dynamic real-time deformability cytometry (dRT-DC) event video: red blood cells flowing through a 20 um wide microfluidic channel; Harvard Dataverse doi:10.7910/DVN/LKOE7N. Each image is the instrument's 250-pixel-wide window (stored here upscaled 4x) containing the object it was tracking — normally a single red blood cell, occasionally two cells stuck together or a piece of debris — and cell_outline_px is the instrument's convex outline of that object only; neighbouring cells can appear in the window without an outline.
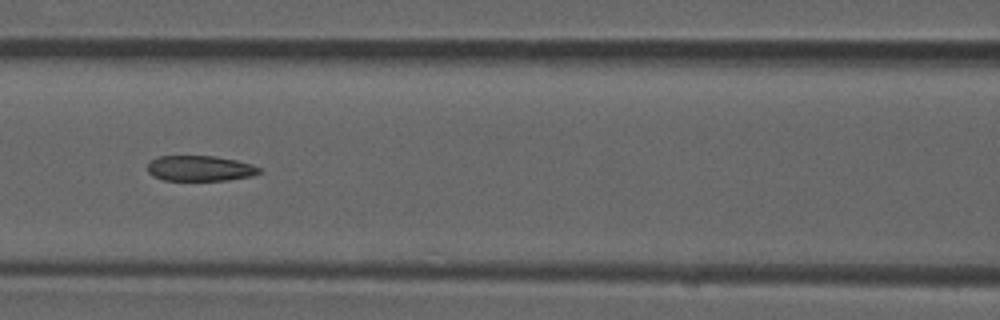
{"species": "common noctule bat (a hibernating species)", "species_latin": "Nyctalus noctula", "temperature_condition": "room temperature", "stored_images_in_passage": 9, "camera_frame_rate_fps": 3000, "um_per_image_px": 0.085, "animal": {"sex": "male", "forearm_length_mm": 52.5}, "frame": {"image": 1, "passage_image": 6, "time_ms": 1.667, "image_size_px": [1000, 320], "cell_outline_px": [[260, 172], [252, 176], [228, 180], [164, 180], [152, 176], [148, 172], [148, 164], [156, 156], [216, 156], [236, 160], [252, 164], [260, 168]], "centroid_in_image_um": [16.99, 14.31], "position_along_channel_um": 149.6, "area_um2": 16.59}}
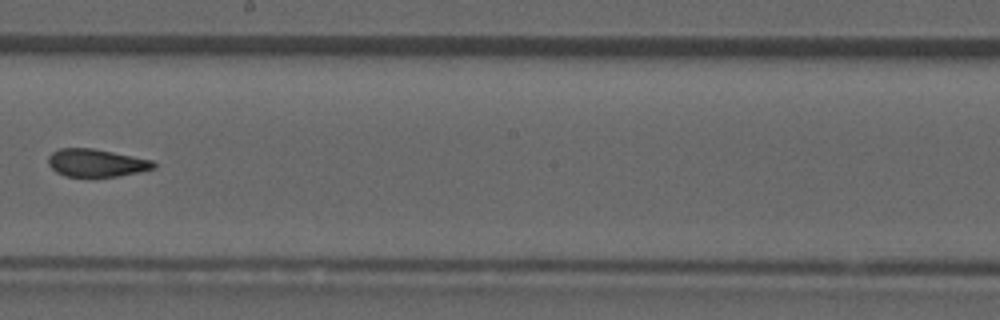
{"frame": {"image": 2, "passage_image": 8, "time_ms": 2.333, "image_size_px": [1000, 320], "cell_outline_px": [[156, 168], [120, 176], [64, 176], [56, 172], [48, 164], [48, 156], [52, 152], [60, 148], [92, 148], [152, 160], [156, 164]], "centroid_in_image_um": [8.17, 13.84], "position_along_channel_um": 240.0, "area_um2": 16.94}}
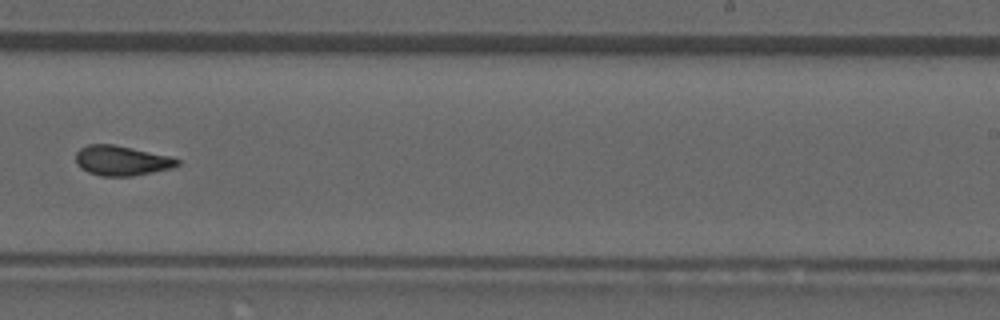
{"frame": {"image": 3, "passage_image": 9, "time_ms": 2.667, "image_size_px": [1000, 320], "cell_outline_px": [[180, 164], [172, 168], [132, 176], [100, 176], [88, 172], [80, 168], [76, 164], [76, 152], [80, 148], [88, 144], [112, 144], [132, 148], [168, 156], [180, 160]], "centroid_in_image_um": [10.3, 13.65], "position_along_channel_um": 278.7, "area_um2": 17.63}}